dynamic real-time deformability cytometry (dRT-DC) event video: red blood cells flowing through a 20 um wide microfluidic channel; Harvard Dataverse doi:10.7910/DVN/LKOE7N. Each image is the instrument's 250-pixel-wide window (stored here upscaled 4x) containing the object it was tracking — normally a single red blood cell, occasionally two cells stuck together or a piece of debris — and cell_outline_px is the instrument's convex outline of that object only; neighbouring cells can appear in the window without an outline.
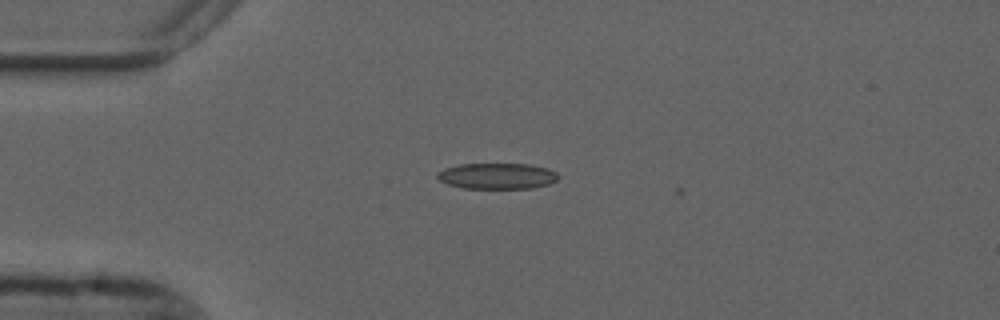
{"species": "common noctule bat (a hibernating species)", "species_latin": "Nyctalus noctula", "temperature_condition": "cold", "stored_images_in_passage": 3, "camera_frame_rate_fps": 3000, "um_per_image_px": 0.085, "animal": {"sex": "male", "forearm_length_mm": 52.5}, "frame": {"image": 1, "passage_image": 2, "time_ms": 0.333, "image_size_px": [1000, 320], "cell_outline_px": [[560, 176], [556, 180], [548, 184], [532, 188], [464, 188], [448, 184], [440, 180], [436, 176], [436, 172], [444, 168], [460, 164], [528, 164], [548, 168], [556, 172]], "centroid_in_image_um": [42.25, 14.95], "position_along_channel_um": 42.8, "area_um2": 18.26}}